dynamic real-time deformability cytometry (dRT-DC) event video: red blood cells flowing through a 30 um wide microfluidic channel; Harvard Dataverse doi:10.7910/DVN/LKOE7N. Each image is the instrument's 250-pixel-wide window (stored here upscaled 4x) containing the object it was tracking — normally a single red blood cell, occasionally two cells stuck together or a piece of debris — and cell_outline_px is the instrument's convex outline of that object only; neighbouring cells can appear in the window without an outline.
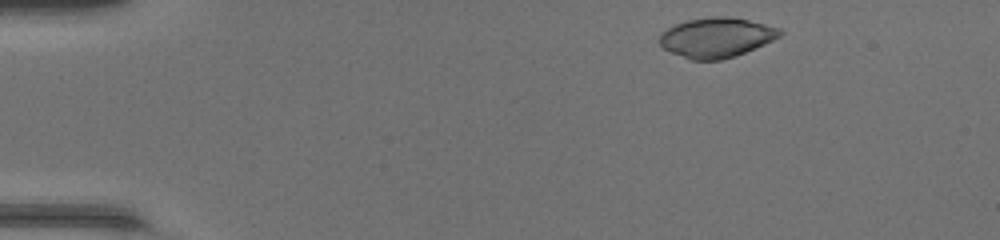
{"species": "common noctule bat (a hibernating species)", "species_latin": "Nyctalus noctula", "temperature_condition": "warm", "stored_images_in_passage": 43, "camera_frame_rate_fps": 3000, "um_per_image_px": 0.085, "animal": {"sex": "female", "body_mass_g": 17.0, "forearm_length_mm": 48.0}, "frame": {"image": 1, "passage_image": 3, "time_ms": 0.667, "image_size_px": [1000, 240], "cell_outline_px": [[784, 32], [780, 36], [764, 44], [736, 56], [720, 60], [692, 60], [672, 52], [664, 48], [660, 44], [660, 36], [668, 28], [676, 24], [688, 20], [716, 16], [724, 16], [748, 20], [780, 28]], "centroid_in_image_um": [60.92, 3.19], "position_along_channel_um": 24.1, "area_um2": 27.51}}
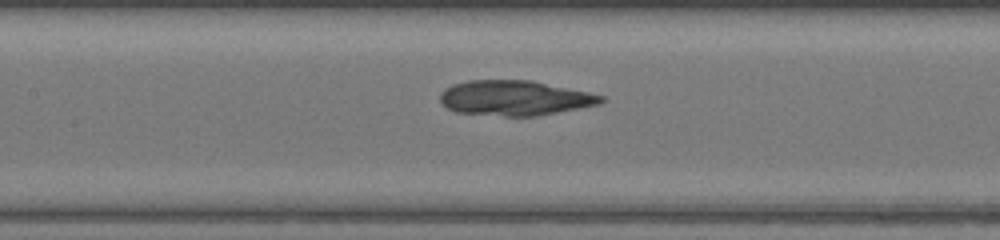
{"frame": {"image": 2, "passage_image": 19, "time_ms": 6.0, "image_size_px": [1000, 240], "cell_outline_px": [[608, 100], [600, 104], [536, 116], [504, 116], [456, 112], [448, 108], [440, 100], [440, 92], [444, 88], [452, 84], [468, 80], [532, 80], [588, 92], [604, 96]], "centroid_in_image_um": [43.76, 8.32], "position_along_channel_um": 163.6, "area_um2": 32.95}}
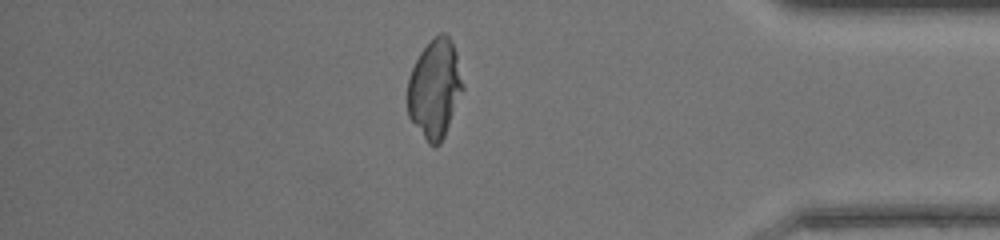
{"frame": {"image": 3, "passage_image": 37, "time_ms": 12.0, "image_size_px": [1000, 240], "cell_outline_px": [[464, 88], [444, 136], [440, 144], [436, 148], [432, 148], [428, 144], [408, 116], [408, 76], [420, 52], [440, 32], [448, 32], [452, 40], [456, 52], [464, 84]], "centroid_in_image_um": [36.96, 7.54], "position_along_channel_um": 398.2, "area_um2": 31.96}}